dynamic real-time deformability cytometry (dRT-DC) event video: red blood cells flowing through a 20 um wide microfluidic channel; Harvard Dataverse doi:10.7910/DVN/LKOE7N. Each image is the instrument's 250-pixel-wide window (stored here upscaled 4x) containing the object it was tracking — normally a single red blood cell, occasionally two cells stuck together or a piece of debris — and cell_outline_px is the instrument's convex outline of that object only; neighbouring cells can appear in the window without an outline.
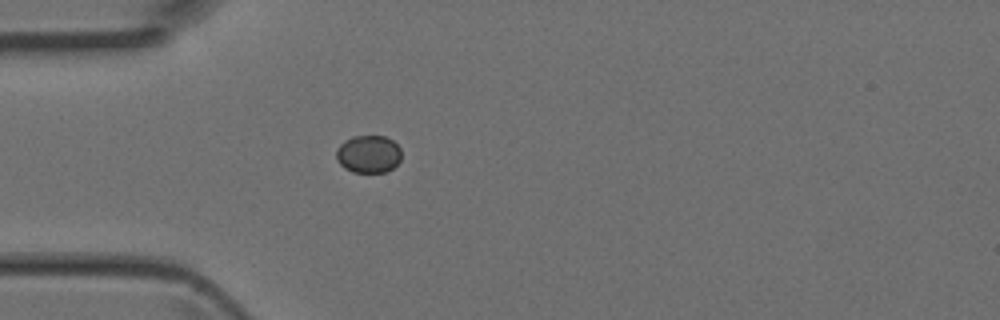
{"species": "Egyptian fruit bat (a non-hibernating species)", "species_latin": "Rousettus aegyptiacus", "temperature_condition": "room temperature", "stored_images_in_passage": 3, "camera_frame_rate_fps": 3000, "um_per_image_px": 0.085, "animal": {"sex": "female"}, "frame": {"image": 1, "passage_image": 3, "time_ms": 0.667, "image_size_px": [1000, 320], "cell_outline_px": [[400, 160], [392, 168], [384, 172], [352, 172], [344, 168], [336, 160], [336, 148], [344, 140], [352, 136], [384, 136], [392, 140], [400, 148]], "centroid_in_image_um": [31.28, 13.09], "position_along_channel_um": 53.7, "area_um2": 14.33}}